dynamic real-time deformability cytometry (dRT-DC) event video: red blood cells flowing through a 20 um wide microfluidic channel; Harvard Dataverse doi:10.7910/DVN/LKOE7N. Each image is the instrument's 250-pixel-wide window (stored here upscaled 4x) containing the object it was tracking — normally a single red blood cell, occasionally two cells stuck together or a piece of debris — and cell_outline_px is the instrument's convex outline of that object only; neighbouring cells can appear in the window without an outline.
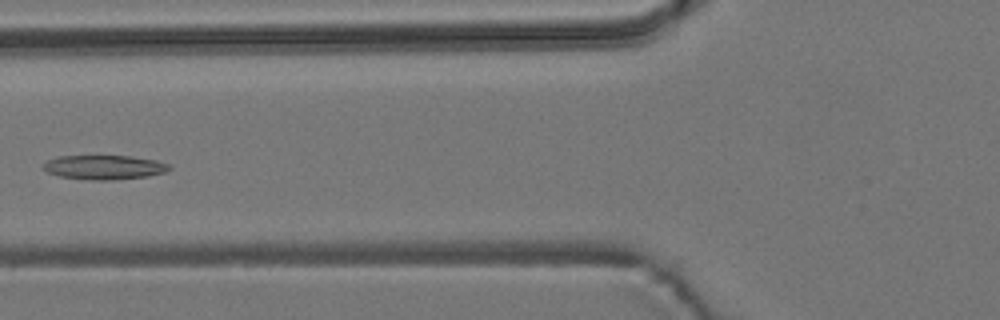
{"species": "common noctule bat (a hibernating species)", "species_latin": "Nyctalus noctula", "temperature_condition": "room temperature", "stored_images_in_passage": 6, "camera_frame_rate_fps": 3000, "um_per_image_px": 0.085, "animal": {"sex": "male", "body_mass_g": 19.2, "forearm_length_mm": 51.8}, "frame": {"image": 1, "passage_image": 6, "time_ms": 1.667, "image_size_px": [1000, 320], "cell_outline_px": [[172, 168], [164, 172], [148, 176], [112, 180], [92, 180], [60, 176], [48, 172], [44, 168], [44, 164], [48, 160], [60, 156], [132, 156], [156, 160], [168, 164]], "centroid_in_image_um": [8.89, 14.21], "position_along_channel_um": 116.9, "area_um2": 17.63}}